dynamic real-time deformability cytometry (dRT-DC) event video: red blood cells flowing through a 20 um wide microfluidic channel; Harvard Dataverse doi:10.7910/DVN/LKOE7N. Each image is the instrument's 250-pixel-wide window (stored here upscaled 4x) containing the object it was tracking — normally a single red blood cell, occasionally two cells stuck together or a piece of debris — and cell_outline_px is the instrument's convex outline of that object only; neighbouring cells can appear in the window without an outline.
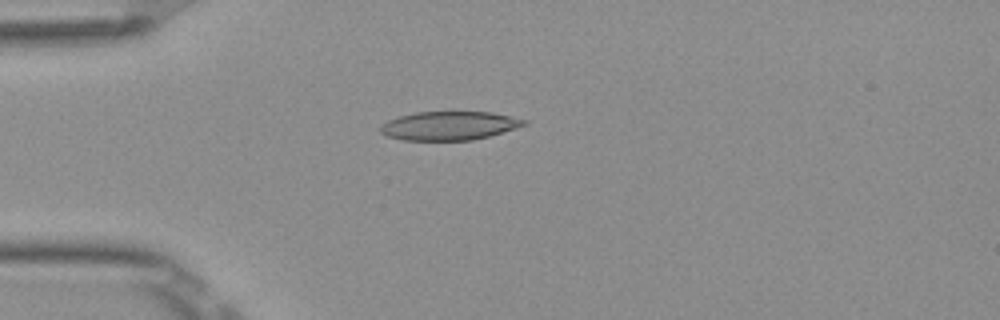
{"species": "Egyptian fruit bat (a non-hibernating species)", "species_latin": "Rousettus aegyptiacus", "temperature_condition": "room temperature", "stored_images_in_passage": 52, "camera_frame_rate_fps": 3000, "um_per_image_px": 0.085, "frame": {"image": 1, "passage_image": 14, "time_ms": 4.333, "image_size_px": [1000, 320], "cell_outline_px": [[528, 124], [488, 136], [472, 140], [404, 140], [384, 136], [380, 132], [380, 124], [388, 120], [400, 116], [416, 112], [492, 112], [512, 116], [528, 120]], "centroid_in_image_um": [38.16, 10.68], "position_along_channel_um": 46.8, "area_um2": 24.04}}
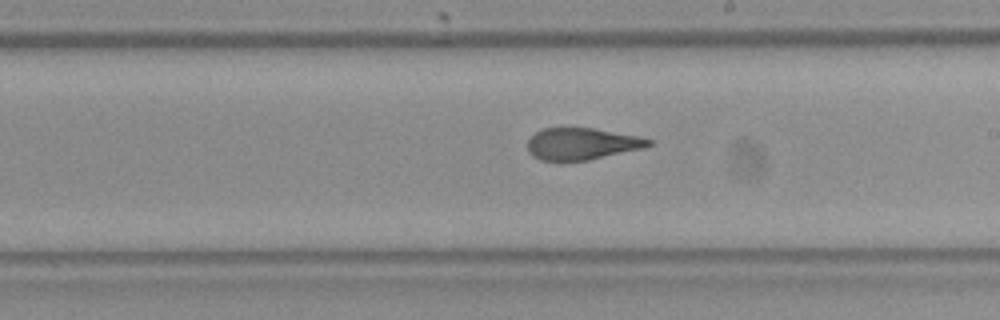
{"frame": {"image": 2, "passage_image": 30, "time_ms": 9.667, "image_size_px": [1000, 320], "cell_outline_px": [[652, 144], [644, 148], [588, 160], [560, 164], [540, 160], [532, 156], [528, 152], [528, 140], [536, 132], [544, 128], [592, 128], [640, 136], [652, 140]], "centroid_in_image_um": [49.42, 12.27], "position_along_channel_um": 239.6, "area_um2": 23.0}}
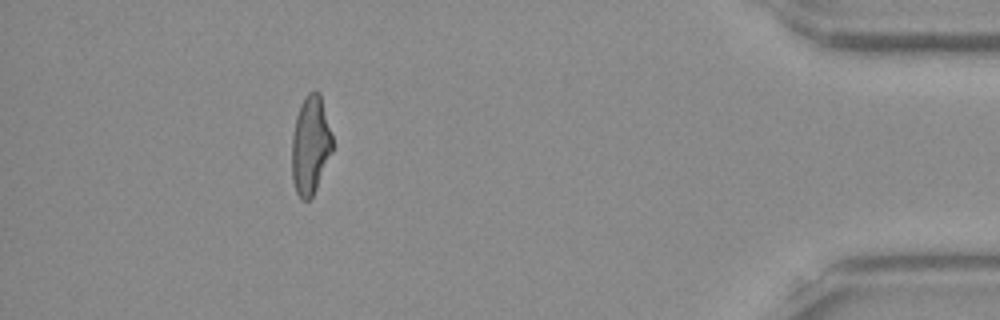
{"frame": {"image": 3, "passage_image": 47, "time_ms": 15.333, "image_size_px": [1000, 320], "cell_outline_px": [[332, 152], [316, 188], [312, 196], [308, 200], [300, 200], [296, 192], [292, 180], [292, 136], [296, 116], [300, 104], [304, 96], [308, 92], [316, 88], [320, 92], [332, 136]], "centroid_in_image_um": [26.37, 12.3], "position_along_channel_um": 408.8, "area_um2": 23.41}, "authors_computed_cell_mechanics": {"area_um2": 24.0159, "velocity_mm_per_s": 3.9231, "shape_relaxation_time_tau1_ms": 7.406, "shape_relaxation_time_tau2_ms": 1.5438, "deformation_change_tau1": 0.2188, "deformation_change_tau2": 0.096}}